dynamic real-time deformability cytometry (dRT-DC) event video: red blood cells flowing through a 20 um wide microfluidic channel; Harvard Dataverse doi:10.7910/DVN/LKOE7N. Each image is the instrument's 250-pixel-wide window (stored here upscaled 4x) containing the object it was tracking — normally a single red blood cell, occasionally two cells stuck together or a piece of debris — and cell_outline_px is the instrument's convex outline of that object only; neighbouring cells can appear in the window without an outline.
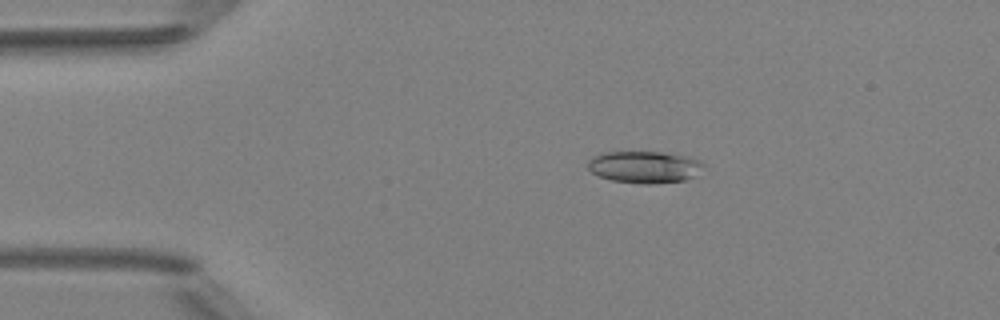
{"species": "Egyptian fruit bat (a non-hibernating species)", "species_latin": "Rousettus aegyptiacus", "temperature_condition": "room temperature", "stored_images_in_passage": 8, "camera_frame_rate_fps": 3000, "um_per_image_px": 0.085, "animal": {"sex": "female"}, "frame": {"image": 1, "passage_image": 3, "time_ms": 2.333, "image_size_px": [1000, 320], "cell_outline_px": [[704, 164], [692, 176], [684, 180], [652, 184], [644, 184], [612, 180], [600, 176], [592, 172], [588, 168], [588, 160], [592, 156], [600, 152], [664, 152], [684, 156], [700, 160]], "centroid_in_image_um": [54.71, 14.18], "position_along_channel_um": 30.3, "area_um2": 21.27}}
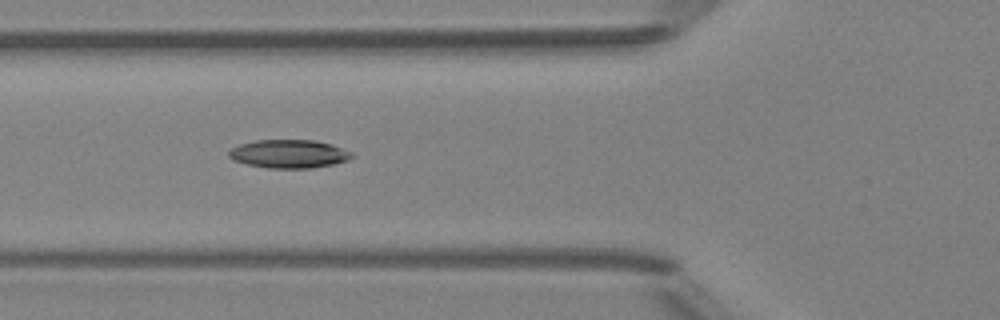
{"frame": {"image": 2, "passage_image": 5, "time_ms": 5.333, "image_size_px": [1000, 320], "cell_outline_px": [[356, 156], [348, 160], [332, 164], [312, 168], [268, 168], [248, 164], [232, 160], [228, 156], [228, 152], [232, 148], [240, 144], [256, 140], [316, 140], [332, 144], [352, 152]], "centroid_in_image_um": [24.58, 13.07], "position_along_channel_um": 101.2, "area_um2": 20.4}}
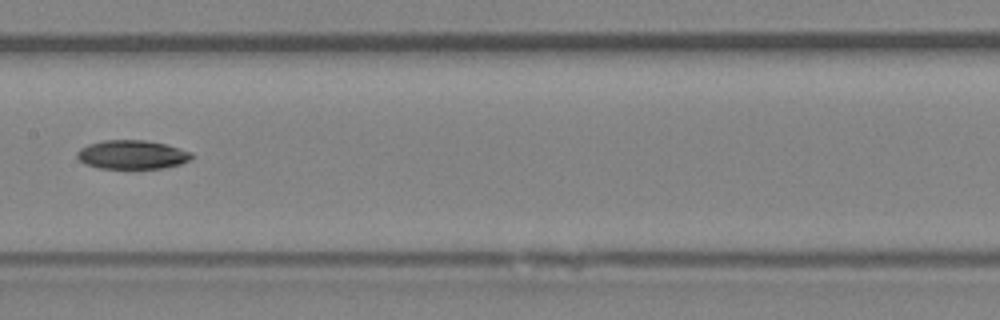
{"frame": {"image": 3, "passage_image": 7, "time_ms": 7.667, "image_size_px": [1000, 320], "cell_outline_px": [[192, 156], [188, 160], [180, 164], [164, 168], [100, 168], [84, 164], [76, 156], [76, 152], [80, 148], [88, 144], [104, 140], [144, 140], [164, 144], [192, 152]], "centroid_in_image_um": [11.19, 13.14], "position_along_channel_um": 196.2, "area_um2": 19.13}}